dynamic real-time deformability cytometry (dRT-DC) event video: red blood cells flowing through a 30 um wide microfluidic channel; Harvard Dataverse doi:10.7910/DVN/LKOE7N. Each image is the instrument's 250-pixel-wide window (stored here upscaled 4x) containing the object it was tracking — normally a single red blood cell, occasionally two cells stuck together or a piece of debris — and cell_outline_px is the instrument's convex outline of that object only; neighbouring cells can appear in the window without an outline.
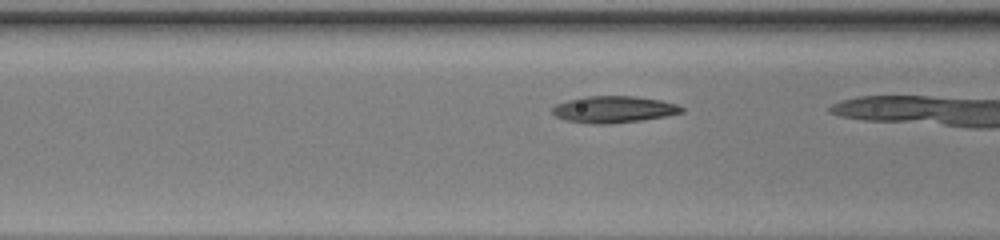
{"species": "common noctule bat (a hibernating species)", "species_latin": "Nyctalus noctula", "temperature_condition": "warm", "stored_images_in_passage": 9, "camera_frame_rate_fps": 3000, "um_per_image_px": 0.085, "animal": {"sex": "female", "body_mass_g": 20.0, "forearm_length_mm": 54.0}, "frame": {"image": 1, "passage_image": 7, "time_ms": 2.0, "image_size_px": [1000, 240], "cell_outline_px": [[684, 112], [664, 116], [640, 120], [612, 124], [592, 124], [564, 120], [556, 116], [552, 112], [552, 108], [556, 104], [568, 100], [584, 96], [636, 96], [660, 100], [676, 104], [684, 108]], "centroid_in_image_um": [52.14, 9.3], "position_along_channel_um": 114.5, "area_um2": 20.11}}